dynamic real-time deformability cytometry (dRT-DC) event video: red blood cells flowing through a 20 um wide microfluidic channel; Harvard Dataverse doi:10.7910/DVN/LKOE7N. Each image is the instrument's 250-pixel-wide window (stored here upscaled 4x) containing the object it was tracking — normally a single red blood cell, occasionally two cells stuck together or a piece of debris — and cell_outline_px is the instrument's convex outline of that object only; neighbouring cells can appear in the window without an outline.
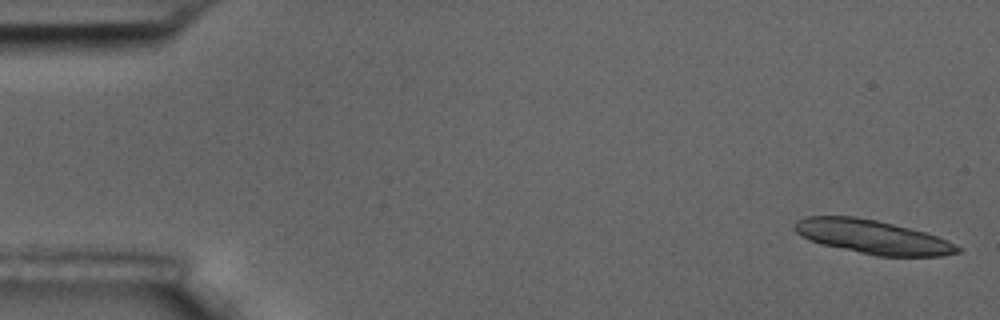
{"species": "common noctule bat (a hibernating species)", "species_latin": "Nyctalus noctula", "temperature_condition": "room temperature", "stored_images_in_passage": 7, "camera_frame_rate_fps": 3000, "um_per_image_px": 0.085, "animal": {"sex": "male", "body_mass_g": 17.5, "forearm_length_mm": 52.3}, "frame": {"image": 1, "passage_image": 1, "time_ms": 0.0, "image_size_px": [1000, 320], "cell_outline_px": [[964, 248], [960, 252], [940, 256], [876, 256], [820, 244], [808, 240], [796, 232], [796, 220], [804, 216], [856, 216], [876, 220], [924, 232], [936, 236]], "centroid_in_image_um": [74.15, 20.14], "position_along_channel_um": 10.8, "area_um2": 32.02}}